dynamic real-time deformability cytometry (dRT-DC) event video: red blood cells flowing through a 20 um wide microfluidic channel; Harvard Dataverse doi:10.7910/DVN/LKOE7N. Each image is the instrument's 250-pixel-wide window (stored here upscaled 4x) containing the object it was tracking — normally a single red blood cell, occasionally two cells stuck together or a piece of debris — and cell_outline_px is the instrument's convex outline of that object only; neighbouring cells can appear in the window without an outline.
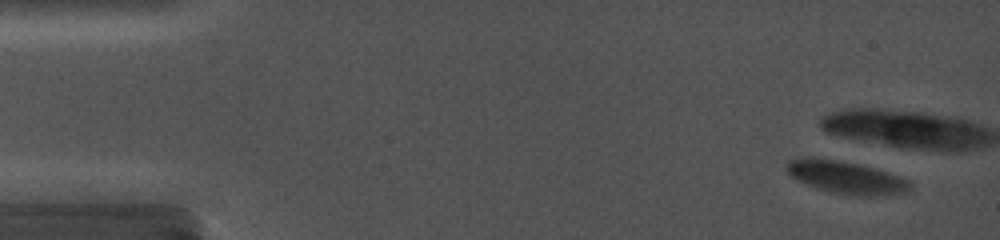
{"species": "common noctule bat (a hibernating species)", "species_latin": "Nyctalus noctula", "temperature_condition": "cold", "stored_images_in_passage": 3, "camera_frame_rate_fps": 5000, "um_per_image_px": 0.085, "animal": {"sex": "female", "body_mass_g": 19.0, "forearm_length_mm": 56.7}, "frame": {"image": 1, "passage_image": 1, "time_ms": 0.0, "image_size_px": [1000, 240], "cell_outline_px": [[904, 184], [884, 192], [840, 192], [804, 180], [796, 176], [792, 172], [792, 168], [796, 164], [832, 164], [852, 168], [900, 180]], "centroid_in_image_um": [71.8, 15.16], "position_along_channel_um": 13.2, "area_um2": 14.85}}